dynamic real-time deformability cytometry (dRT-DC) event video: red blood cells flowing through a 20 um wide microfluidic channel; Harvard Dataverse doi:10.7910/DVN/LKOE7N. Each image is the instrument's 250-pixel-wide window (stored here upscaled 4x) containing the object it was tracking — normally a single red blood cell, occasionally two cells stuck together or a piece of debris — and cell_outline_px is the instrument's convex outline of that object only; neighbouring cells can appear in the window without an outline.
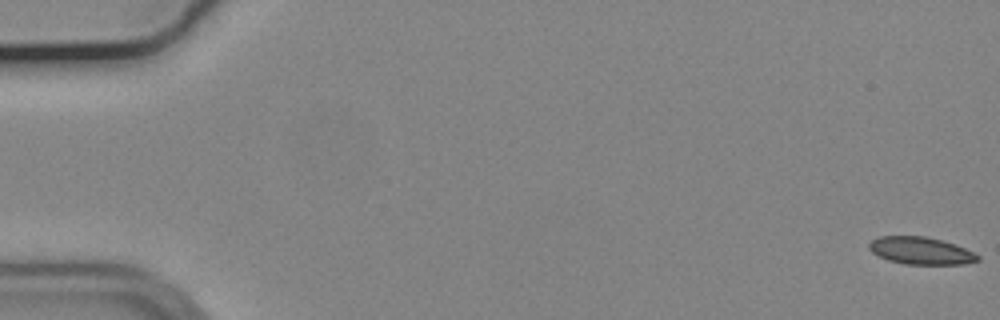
{"species": "common noctule bat (a hibernating species)", "species_latin": "Nyctalus noctula", "temperature_condition": "cold", "stored_images_in_passage": 56, "camera_frame_rate_fps": 3000, "um_per_image_px": 0.085, "animal": {"sex": "male", "body_mass_g": 19.2, "forearm_length_mm": 51.8}, "frame": {"image": 1, "passage_image": 1, "time_ms": 0.0, "image_size_px": [1000, 320], "cell_outline_px": [[980, 260], [964, 264], [904, 264], [888, 260], [872, 252], [868, 248], [868, 244], [872, 240], [880, 236], [924, 236], [940, 240], [964, 248], [980, 256]], "centroid_in_image_um": [78.24, 21.31], "position_along_channel_um": 6.8, "area_um2": 17.11}}
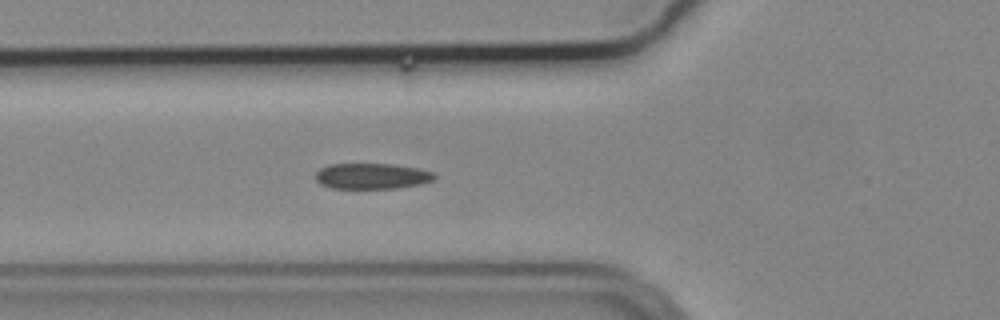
{"frame": {"image": 2, "passage_image": 21, "time_ms": 6.667, "image_size_px": [1000, 320], "cell_outline_px": [[436, 176], [432, 180], [420, 184], [396, 188], [332, 188], [320, 184], [316, 180], [316, 172], [320, 168], [328, 164], [392, 164], [416, 168], [432, 172]], "centroid_in_image_um": [31.57, 14.96], "position_along_channel_um": 94.2, "area_um2": 17.69}}
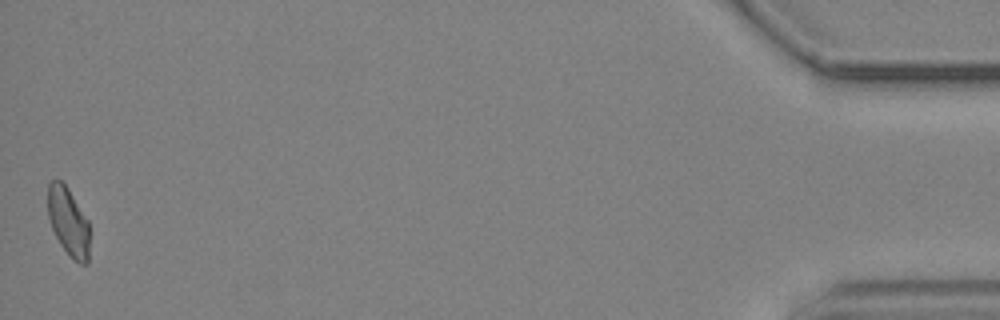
{"frame": {"image": 3, "passage_image": 56, "time_ms": 18.333, "image_size_px": [1000, 320], "cell_outline_px": [[88, 264], [80, 264], [60, 244], [52, 228], [48, 216], [48, 184], [52, 180], [60, 180], [68, 188], [88, 220]], "centroid_in_image_um": [5.8, 18.81], "position_along_channel_um": 429.4, "area_um2": 16.24}, "authors_computed_cell_mechanics": {"area_um2": 17.8602, "velocity_mm_per_s": 3.6958, "shape_relaxation_time_tau1_ms": null, "shape_relaxation_time_tau2_ms": 5.0724, "deformation_change_tau1": null, "deformation_change_tau2": 0.0981}}